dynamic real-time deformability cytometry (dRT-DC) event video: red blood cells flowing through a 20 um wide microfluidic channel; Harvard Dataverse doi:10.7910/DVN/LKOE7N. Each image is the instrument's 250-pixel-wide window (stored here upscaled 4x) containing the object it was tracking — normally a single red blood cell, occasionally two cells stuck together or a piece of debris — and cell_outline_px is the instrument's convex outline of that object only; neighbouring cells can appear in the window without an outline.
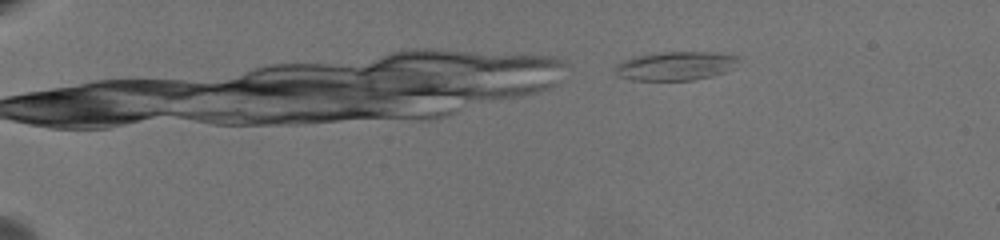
{"species": "common noctule bat (a hibernating species)", "species_latin": "Nyctalus noctula", "temperature_condition": "warm", "stored_images_in_passage": 44, "camera_frame_rate_fps": 3000, "um_per_image_px": 0.085, "animal": {"sex": "female", "body_mass_g": 19.5, "forearm_length_mm": 54.1}, "frame": {"image": 1, "passage_image": 4, "time_ms": 1.0, "image_size_px": [1000, 240], "cell_outline_px": [[740, 56], [724, 72], [712, 76], [692, 80], [632, 80], [620, 76], [616, 72], [616, 64], [624, 60], [636, 56], [660, 52], [708, 52]], "centroid_in_image_um": [57.36, 5.6], "position_along_channel_um": 27.6, "area_um2": 20.17}}
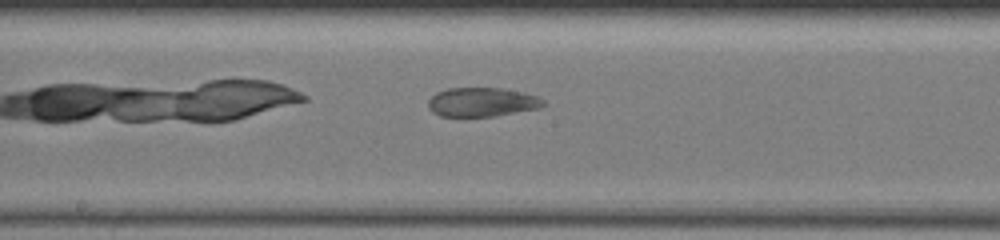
{"frame": {"image": 2, "passage_image": 23, "time_ms": 7.333, "image_size_px": [1000, 240], "cell_outline_px": [[544, 104], [536, 108], [492, 116], [440, 116], [432, 112], [428, 108], [428, 100], [436, 92], [448, 88], [504, 88], [524, 92], [536, 96], [544, 100]], "centroid_in_image_um": [40.91, 8.66], "position_along_channel_um": 207.3, "area_um2": 19.31}}
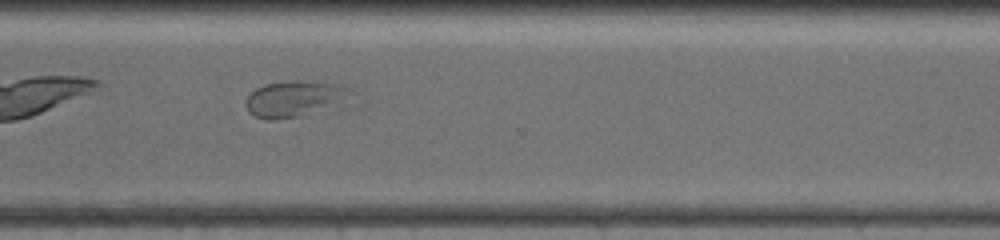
{"frame": {"image": 3, "passage_image": 35, "time_ms": 11.333, "image_size_px": [1000, 240], "cell_outline_px": [[356, 92], [296, 116], [276, 120], [268, 120], [256, 116], [248, 112], [244, 104], [244, 100], [256, 88], [264, 84], [288, 80], [308, 80], [344, 84], [352, 88]], "centroid_in_image_um": [24.9, 8.32], "position_along_channel_um": 345.7, "area_um2": 21.21}}